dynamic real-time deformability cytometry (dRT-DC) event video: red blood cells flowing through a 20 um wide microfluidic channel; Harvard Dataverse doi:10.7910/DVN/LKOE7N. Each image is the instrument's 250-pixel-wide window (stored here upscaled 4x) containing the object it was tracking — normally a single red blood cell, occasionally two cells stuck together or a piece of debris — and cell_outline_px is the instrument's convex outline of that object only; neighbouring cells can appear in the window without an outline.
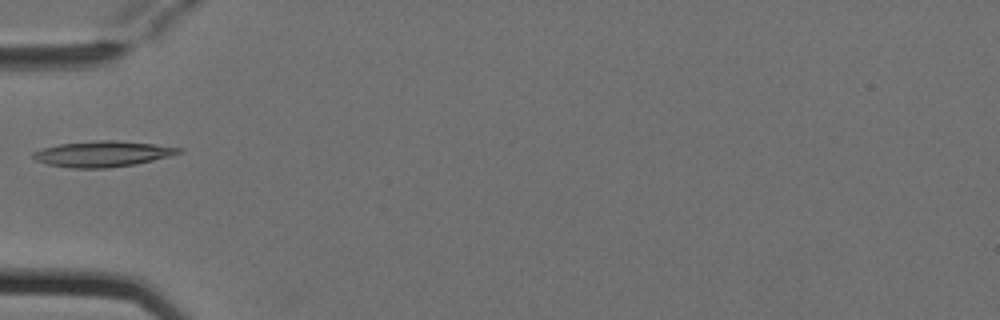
{"species": "Egyptian fruit bat (a non-hibernating species)", "species_latin": "Rousettus aegyptiacus", "temperature_condition": "cold", "stored_images_in_passage": 5, "camera_frame_rate_fps": 3000, "um_per_image_px": 0.085, "animal": {"sex": "female"}, "frame": {"image": 1, "passage_image": 5, "time_ms": 1.333, "image_size_px": [1000, 320], "cell_outline_px": [[184, 152], [136, 164], [108, 168], [72, 168], [48, 164], [36, 160], [32, 156], [32, 152], [44, 148], [60, 144], [100, 140], [120, 140], [184, 148]], "centroid_in_image_um": [8.75, 13.08], "position_along_channel_um": 76.3, "area_um2": 21.73}}